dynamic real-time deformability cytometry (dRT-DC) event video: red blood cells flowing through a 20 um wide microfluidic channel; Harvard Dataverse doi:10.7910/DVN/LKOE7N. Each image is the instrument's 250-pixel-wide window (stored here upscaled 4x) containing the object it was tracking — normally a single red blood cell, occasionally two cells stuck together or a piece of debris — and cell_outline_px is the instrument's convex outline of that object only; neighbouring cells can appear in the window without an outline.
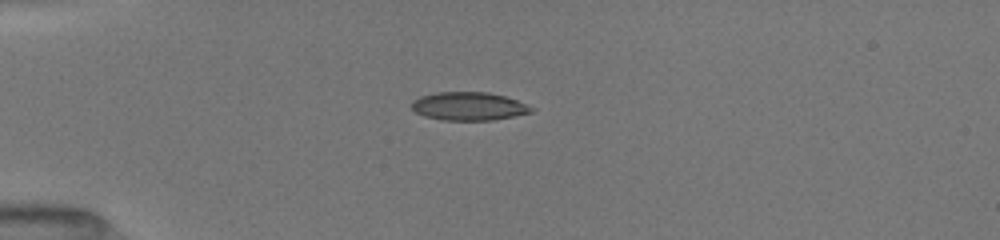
{"species": "common noctule bat (a hibernating species)", "species_latin": "Nyctalus noctula", "temperature_condition": "room temperature", "stored_images_in_passage": 5, "camera_frame_rate_fps": 3000, "um_per_image_px": 0.085, "animal": {"sex": "female", "body_mass_g": 19.5, "forearm_length_mm": 54.1}, "frame": {"image": 1, "passage_image": 1, "time_ms": 0.0, "image_size_px": [1000, 240], "cell_outline_px": [[536, 108], [532, 112], [492, 120], [440, 120], [424, 116], [416, 112], [412, 108], [412, 100], [420, 96], [436, 92], [488, 92], [504, 96], [516, 100]], "centroid_in_image_um": [39.83, 9.03], "position_along_channel_um": 45.2, "area_um2": 19.71}}